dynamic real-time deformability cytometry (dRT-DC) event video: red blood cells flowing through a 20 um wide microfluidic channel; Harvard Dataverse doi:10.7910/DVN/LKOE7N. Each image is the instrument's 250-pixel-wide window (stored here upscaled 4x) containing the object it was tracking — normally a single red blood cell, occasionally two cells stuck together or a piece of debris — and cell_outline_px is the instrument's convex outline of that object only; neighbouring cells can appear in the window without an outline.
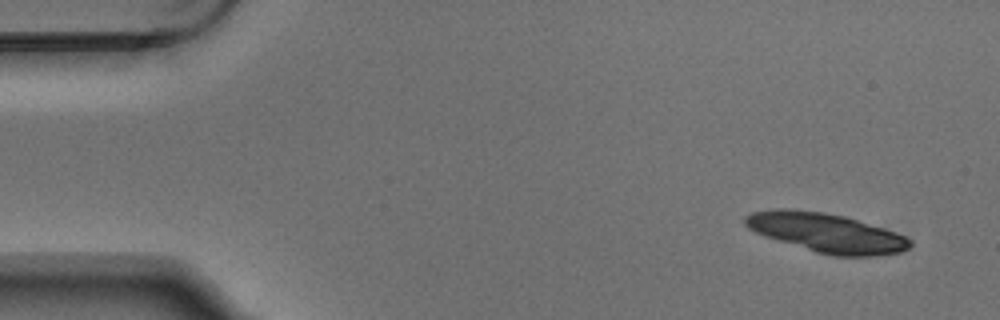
{"species": "Egyptian fruit bat (a non-hibernating species)", "species_latin": "Rousettus aegyptiacus", "temperature_condition": "warm", "stored_images_in_passage": 4, "camera_frame_rate_fps": 3000, "um_per_image_px": 0.085, "animal": {"sex": "male"}, "frame": {"image": 1, "passage_image": 1, "time_ms": 0.0, "image_size_px": [1000, 320], "cell_outline_px": [[912, 244], [908, 248], [900, 252], [872, 256], [832, 256], [816, 252], [764, 236], [748, 228], [744, 224], [744, 216], [752, 212], [772, 208], [792, 208], [824, 212], [844, 216], [884, 228], [896, 232], [912, 240]], "centroid_in_image_um": [70.2, 19.77], "position_along_channel_um": 14.8, "area_um2": 37.69}}